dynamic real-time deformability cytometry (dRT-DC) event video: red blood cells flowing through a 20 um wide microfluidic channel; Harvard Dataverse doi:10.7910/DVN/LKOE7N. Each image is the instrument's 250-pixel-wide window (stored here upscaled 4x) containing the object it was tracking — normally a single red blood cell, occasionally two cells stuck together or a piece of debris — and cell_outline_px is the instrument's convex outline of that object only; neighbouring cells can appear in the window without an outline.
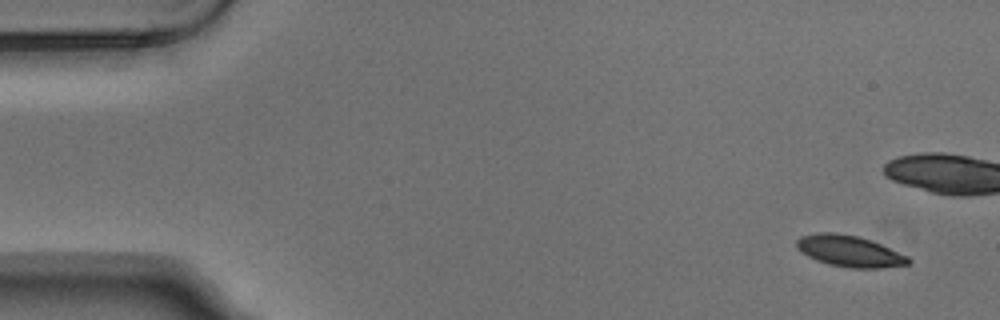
{"species": "Egyptian fruit bat (a non-hibernating species)", "species_latin": "Rousettus aegyptiacus", "temperature_condition": "warm", "stored_images_in_passage": 6, "camera_frame_rate_fps": 3000, "um_per_image_px": 0.085, "animal": {"sex": "male"}, "frame": {"image": 1, "passage_image": 1, "time_ms": 0.0, "image_size_px": [1000, 320], "cell_outline_px": [[912, 260], [908, 264], [880, 268], [852, 268], [828, 264], [816, 260], [800, 252], [796, 248], [796, 240], [800, 236], [816, 232], [836, 232], [860, 236], [880, 244], [908, 256]], "centroid_in_image_um": [72.17, 21.33], "position_along_channel_um": 12.8, "area_um2": 20.52}}